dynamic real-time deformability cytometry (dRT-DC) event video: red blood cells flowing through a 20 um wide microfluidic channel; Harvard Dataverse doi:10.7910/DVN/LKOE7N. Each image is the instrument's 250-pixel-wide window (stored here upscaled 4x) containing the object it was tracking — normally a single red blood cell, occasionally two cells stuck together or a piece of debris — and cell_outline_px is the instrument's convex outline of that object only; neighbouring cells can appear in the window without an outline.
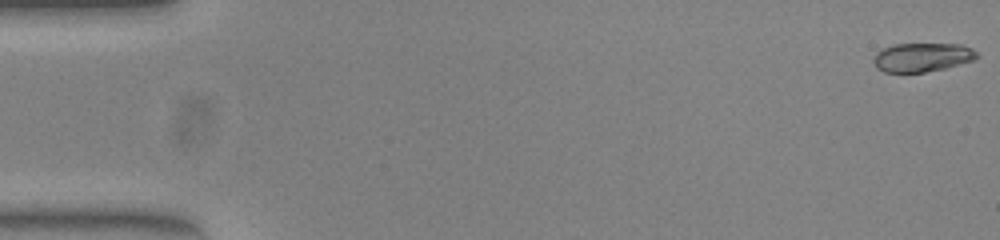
{"species": "common noctule bat (a hibernating species)", "species_latin": "Nyctalus noctula", "temperature_condition": "warm", "stored_images_in_passage": 53, "camera_frame_rate_fps": 3000, "um_per_image_px": 0.085, "animal": {"sex": "female", "body_mass_g": 23.0, "forearm_length_mm": 53.4}, "frame": {"image": 1, "passage_image": 1, "time_ms": 0.0, "image_size_px": [1000, 240], "cell_outline_px": [[980, 56], [976, 60], [944, 68], [924, 72], [884, 72], [876, 68], [872, 60], [876, 52], [892, 44], [960, 44], [972, 48]], "centroid_in_image_um": [78.39, 4.86], "position_along_channel_um": 6.6, "area_um2": 17.51}}
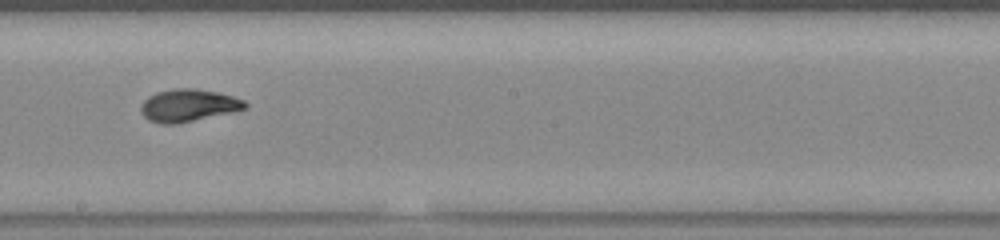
{"frame": {"image": 2, "passage_image": 30, "time_ms": 9.667, "image_size_px": [1000, 240], "cell_outline_px": [[248, 104], [244, 108], [228, 112], [192, 120], [172, 124], [160, 124], [148, 120], [140, 112], [140, 104], [148, 96], [156, 92], [176, 88], [196, 88], [216, 92], [232, 96], [244, 100]], "centroid_in_image_um": [15.93, 8.94], "position_along_channel_um": 232.3, "area_um2": 19.36}}
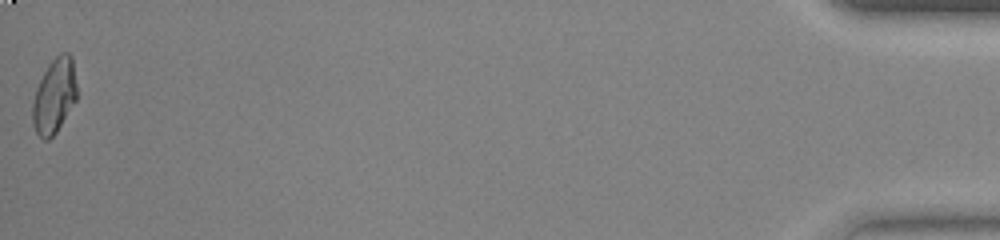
{"frame": {"image": 3, "passage_image": 53, "time_ms": 17.333, "image_size_px": [1000, 240], "cell_outline_px": [[76, 100], [56, 132], [48, 140], [44, 140], [36, 132], [32, 124], [32, 104], [36, 88], [48, 64], [60, 52], [68, 52], [72, 56], [76, 84]], "centroid_in_image_um": [4.61, 8.14], "position_along_channel_um": 430.6, "area_um2": 19.25}, "authors_computed_cell_mechanics": {"area_um2": 18.785, "velocity_mm_per_s": 3.9023, "shape_relaxation_time_tau1_ms": 4.6903, "shape_relaxation_time_tau2_ms": 0.7409, "deformation_change_tau1": 0.2129, "deformation_change_tau2": 0.0512}}